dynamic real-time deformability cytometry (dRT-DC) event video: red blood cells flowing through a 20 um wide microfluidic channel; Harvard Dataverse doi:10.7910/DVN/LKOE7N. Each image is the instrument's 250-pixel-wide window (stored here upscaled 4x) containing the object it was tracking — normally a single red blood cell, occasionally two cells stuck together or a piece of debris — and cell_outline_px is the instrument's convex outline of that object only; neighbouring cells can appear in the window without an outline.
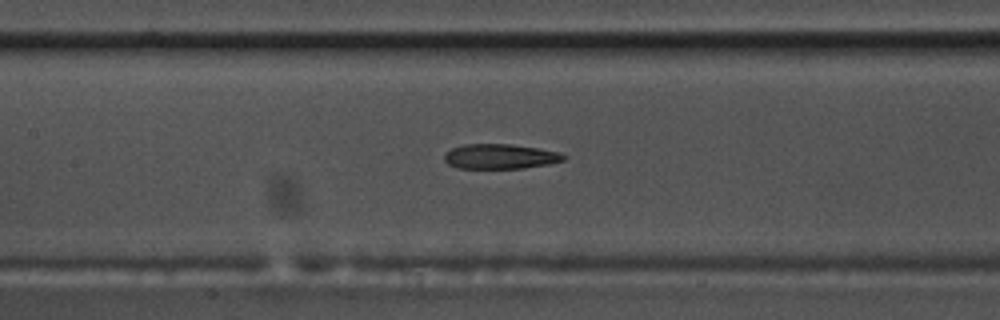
{"species": "common noctule bat (a hibernating species)", "species_latin": "Nyctalus noctula", "temperature_condition": "warm", "stored_images_in_passage": 56, "camera_frame_rate_fps": 3000, "um_per_image_px": 0.085, "animal": {"sex": "male", "body_mass_g": 17.5, "forearm_length_mm": 52.3}, "frame": {"image": 1, "passage_image": 27, "time_ms": 8.667, "image_size_px": [1000, 320], "cell_outline_px": [[568, 156], [564, 160], [548, 164], [524, 168], [456, 168], [448, 164], [444, 160], [444, 156], [452, 148], [464, 144], [512, 144], [560, 152]], "centroid_in_image_um": [42.53, 13.3], "position_along_channel_um": 164.9, "area_um2": 17.28}}
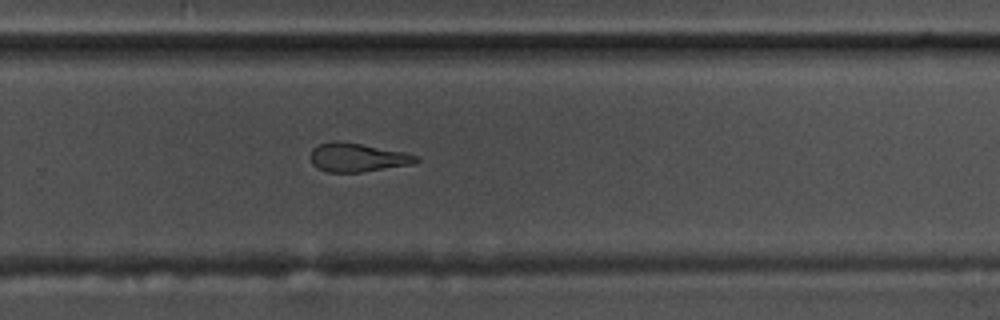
{"frame": {"image": 2, "passage_image": 38, "time_ms": 12.333, "image_size_px": [1000, 320], "cell_outline_px": [[420, 160], [412, 164], [360, 172], [328, 172], [316, 168], [312, 164], [312, 148], [320, 144], [332, 140], [340, 140], [404, 152], [420, 156]], "centroid_in_image_um": [30.38, 13.37], "position_along_channel_um": 299.4, "area_um2": 17.63}}
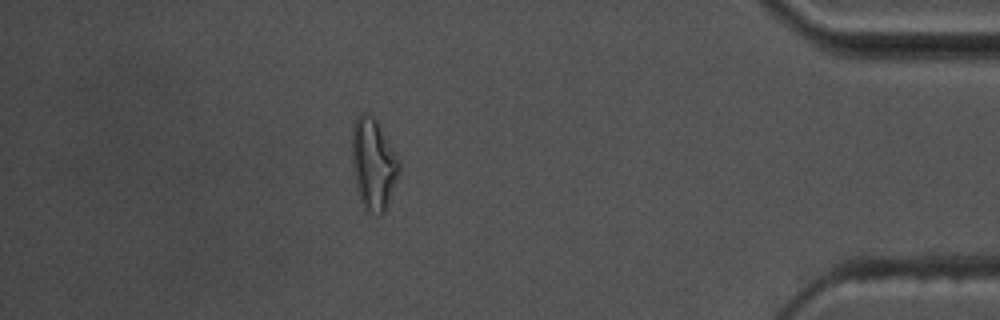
{"frame": {"image": 3, "passage_image": 50, "time_ms": 16.333, "image_size_px": [1000, 320], "cell_outline_px": [[400, 172], [384, 212], [380, 212], [368, 208], [360, 200], [356, 188], [352, 172], [352, 128], [356, 116], [360, 112], [368, 112], [380, 124], [400, 160]], "centroid_in_image_um": [31.73, 13.83], "position_along_channel_um": 403.5, "area_um2": 25.09}, "authors_computed_cell_mechanics": {"area_um2": 18.785, "velocity_mm_per_s": 3.685, "shape_relaxation_time_tau1_ms": null, "shape_relaxation_time_tau2_ms": 4.1196, "deformation_change_tau1": null, "deformation_change_tau2": 0.1416}}